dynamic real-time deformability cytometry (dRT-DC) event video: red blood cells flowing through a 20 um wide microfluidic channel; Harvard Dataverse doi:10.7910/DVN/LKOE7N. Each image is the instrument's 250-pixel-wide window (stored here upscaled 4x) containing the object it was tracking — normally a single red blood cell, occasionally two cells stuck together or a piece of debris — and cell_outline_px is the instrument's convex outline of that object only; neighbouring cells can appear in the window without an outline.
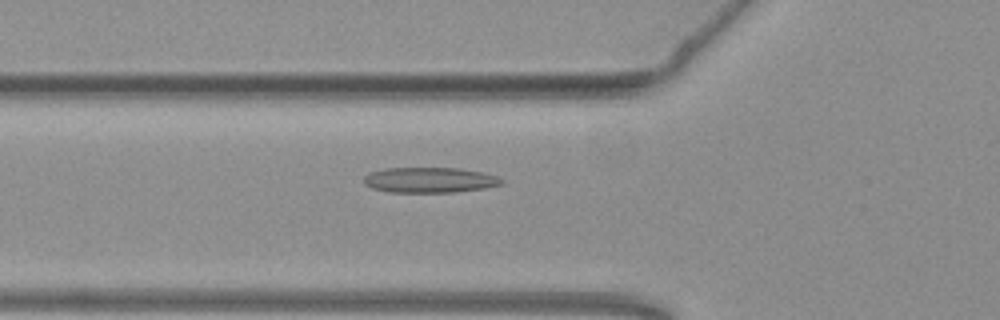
{"species": "common noctule bat (a hibernating species)", "species_latin": "Nyctalus noctula", "temperature_condition": "warm", "stored_images_in_passage": 38, "camera_frame_rate_fps": 3000, "um_per_image_px": 0.085, "animal": {"sex": "female", "body_mass_g": 19.3, "forearm_length_mm": 54.1}, "frame": {"image": 1, "passage_image": 3, "time_ms": 0.667, "image_size_px": [1000, 320], "cell_outline_px": [[504, 184], [484, 188], [456, 192], [388, 192], [372, 188], [364, 184], [364, 176], [368, 172], [388, 168], [460, 168], [480, 172], [496, 176], [504, 180]], "centroid_in_image_um": [36.51, 15.3], "position_along_channel_um": 89.3, "area_um2": 20.4}}
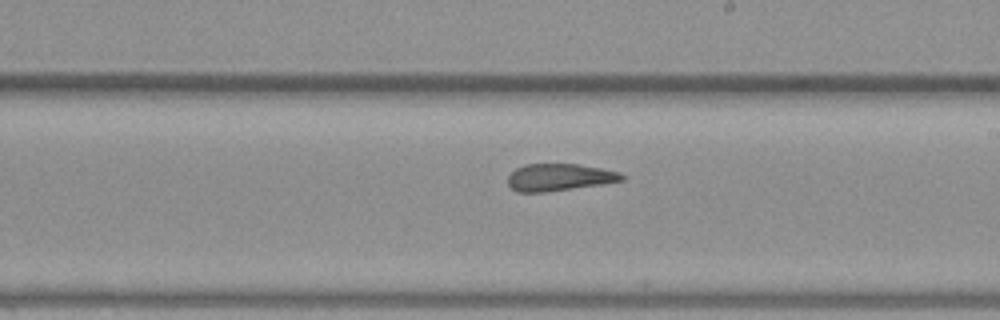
{"frame": {"image": 2, "passage_image": 15, "time_ms": 4.667, "image_size_px": [1000, 320], "cell_outline_px": [[624, 180], [604, 184], [544, 192], [516, 192], [508, 184], [508, 176], [516, 168], [524, 164], [576, 164], [600, 168], [620, 172], [624, 176]], "centroid_in_image_um": [47.53, 15.07], "position_along_channel_um": 241.5, "area_um2": 17.98}}
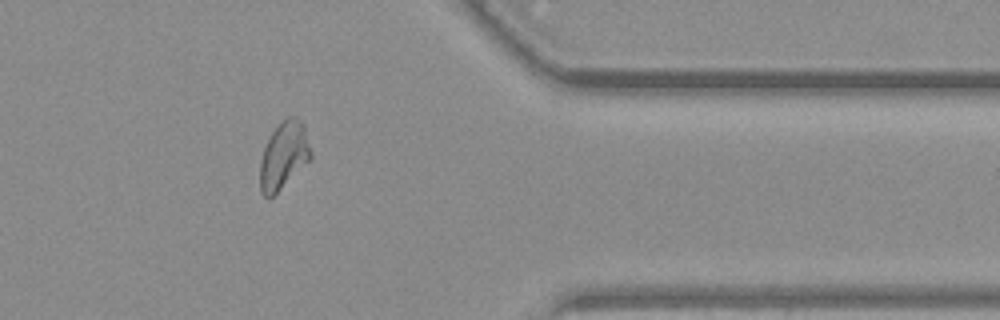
{"frame": {"image": 3, "passage_image": 28, "time_ms": 9.0, "image_size_px": [1000, 320], "cell_outline_px": [[312, 160], [268, 200], [260, 192], [260, 160], [264, 148], [272, 132], [288, 116], [296, 116], [304, 124], [312, 152]], "centroid_in_image_um": [24.14, 13.24], "position_along_channel_um": 387.3, "area_um2": 20.06}, "authors_computed_cell_mechanics": {"area_um2": 19.4497, "velocity_mm_per_s": 3.7938, "shape_relaxation_time_tau1_ms": 7.4712, "shape_relaxation_time_tau2_ms": 1.6509, "deformation_change_tau1": 0.1975, "deformation_change_tau2": 0.1079}}